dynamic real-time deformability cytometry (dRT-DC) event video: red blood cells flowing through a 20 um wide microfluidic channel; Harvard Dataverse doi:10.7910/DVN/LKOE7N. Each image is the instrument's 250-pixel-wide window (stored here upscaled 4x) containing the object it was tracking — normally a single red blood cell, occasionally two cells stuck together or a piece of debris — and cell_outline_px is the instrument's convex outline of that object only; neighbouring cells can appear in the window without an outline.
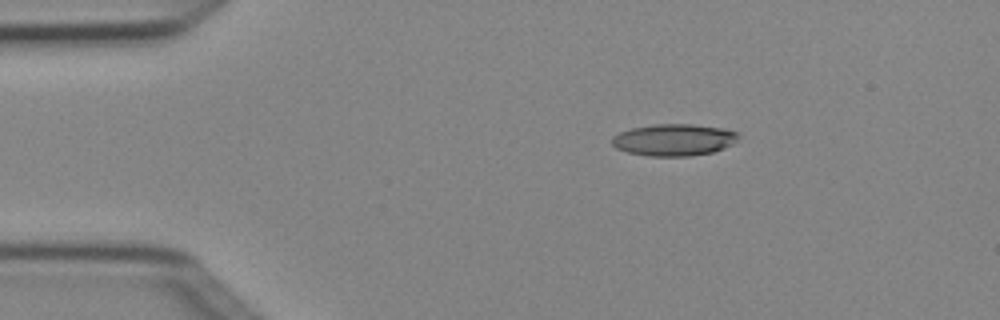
{"species": "Egyptian fruit bat (a non-hibernating species)", "species_latin": "Rousettus aegyptiacus", "temperature_condition": "cold", "stored_images_in_passage": 2, "camera_frame_rate_fps": 3000, "um_per_image_px": 0.085, "animal": {"sex": "female"}, "frame": {"image": 1, "passage_image": 1, "time_ms": 0.0, "image_size_px": [1000, 320], "cell_outline_px": [[740, 136], [732, 144], [724, 148], [712, 152], [692, 156], [648, 156], [628, 152], [616, 148], [612, 144], [612, 136], [620, 132], [632, 128], [656, 124], [692, 124], [720, 128], [736, 132]], "centroid_in_image_um": [57.27, 11.89], "position_along_channel_um": 27.7, "area_um2": 23.35}}